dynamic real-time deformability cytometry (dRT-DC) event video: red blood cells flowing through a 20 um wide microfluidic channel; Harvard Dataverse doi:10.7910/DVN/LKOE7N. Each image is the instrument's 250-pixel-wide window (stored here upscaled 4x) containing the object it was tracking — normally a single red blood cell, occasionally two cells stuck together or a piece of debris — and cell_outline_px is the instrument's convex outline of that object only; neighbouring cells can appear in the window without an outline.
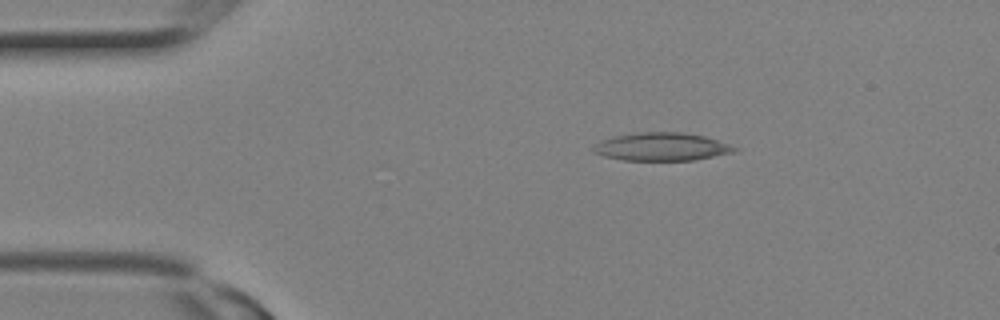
{"species": "Egyptian fruit bat (a non-hibernating species)", "species_latin": "Rousettus aegyptiacus", "temperature_condition": "room temperature", "stored_images_in_passage": 3, "camera_frame_rate_fps": 3000, "um_per_image_px": 0.085, "animal": {"sex": "female"}, "frame": {"image": 1, "passage_image": 3, "time_ms": 0.667, "image_size_px": [1000, 320], "cell_outline_px": [[740, 148], [736, 152], [696, 160], [624, 160], [604, 156], [592, 152], [592, 148], [600, 140], [616, 136], [636, 132], [680, 132], [704, 136]], "centroid_in_image_um": [56.25, 12.48], "position_along_channel_um": 28.8, "area_um2": 23.06}}